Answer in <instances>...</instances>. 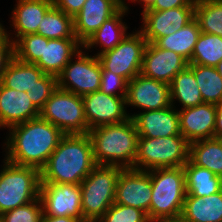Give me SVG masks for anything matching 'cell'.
<instances>
[{
  "mask_svg": "<svg viewBox=\"0 0 222 222\" xmlns=\"http://www.w3.org/2000/svg\"><path fill=\"white\" fill-rule=\"evenodd\" d=\"M5 159L41 170L65 135L40 116L9 128ZM7 156V157H6Z\"/></svg>",
  "mask_w": 222,
  "mask_h": 222,
  "instance_id": "6da1fadb",
  "label": "cell"
},
{
  "mask_svg": "<svg viewBox=\"0 0 222 222\" xmlns=\"http://www.w3.org/2000/svg\"><path fill=\"white\" fill-rule=\"evenodd\" d=\"M95 166L89 134H65L40 170L41 183L80 185Z\"/></svg>",
  "mask_w": 222,
  "mask_h": 222,
  "instance_id": "7a4b0ae2",
  "label": "cell"
},
{
  "mask_svg": "<svg viewBox=\"0 0 222 222\" xmlns=\"http://www.w3.org/2000/svg\"><path fill=\"white\" fill-rule=\"evenodd\" d=\"M96 165L134 168L138 147V132L133 119L104 125L88 132Z\"/></svg>",
  "mask_w": 222,
  "mask_h": 222,
  "instance_id": "3957f363",
  "label": "cell"
},
{
  "mask_svg": "<svg viewBox=\"0 0 222 222\" xmlns=\"http://www.w3.org/2000/svg\"><path fill=\"white\" fill-rule=\"evenodd\" d=\"M152 183L149 220L181 217L187 194L183 167L150 170Z\"/></svg>",
  "mask_w": 222,
  "mask_h": 222,
  "instance_id": "277c9868",
  "label": "cell"
},
{
  "mask_svg": "<svg viewBox=\"0 0 222 222\" xmlns=\"http://www.w3.org/2000/svg\"><path fill=\"white\" fill-rule=\"evenodd\" d=\"M122 169L96 165L80 183L82 215L87 222L99 220L114 203L116 183Z\"/></svg>",
  "mask_w": 222,
  "mask_h": 222,
  "instance_id": "5b68a950",
  "label": "cell"
},
{
  "mask_svg": "<svg viewBox=\"0 0 222 222\" xmlns=\"http://www.w3.org/2000/svg\"><path fill=\"white\" fill-rule=\"evenodd\" d=\"M0 170V215L39 198L40 170L13 164L6 159Z\"/></svg>",
  "mask_w": 222,
  "mask_h": 222,
  "instance_id": "8992f818",
  "label": "cell"
},
{
  "mask_svg": "<svg viewBox=\"0 0 222 222\" xmlns=\"http://www.w3.org/2000/svg\"><path fill=\"white\" fill-rule=\"evenodd\" d=\"M190 143L179 135L165 138H138L135 169L183 167L189 160Z\"/></svg>",
  "mask_w": 222,
  "mask_h": 222,
  "instance_id": "52a82bcc",
  "label": "cell"
},
{
  "mask_svg": "<svg viewBox=\"0 0 222 222\" xmlns=\"http://www.w3.org/2000/svg\"><path fill=\"white\" fill-rule=\"evenodd\" d=\"M39 116L55 125L64 134L88 133L82 96L59 87L44 104Z\"/></svg>",
  "mask_w": 222,
  "mask_h": 222,
  "instance_id": "ba28073f",
  "label": "cell"
},
{
  "mask_svg": "<svg viewBox=\"0 0 222 222\" xmlns=\"http://www.w3.org/2000/svg\"><path fill=\"white\" fill-rule=\"evenodd\" d=\"M146 45L147 40L140 31L127 34L114 49L97 56L102 70L117 74L127 82L131 81L141 72Z\"/></svg>",
  "mask_w": 222,
  "mask_h": 222,
  "instance_id": "9c48e42d",
  "label": "cell"
},
{
  "mask_svg": "<svg viewBox=\"0 0 222 222\" xmlns=\"http://www.w3.org/2000/svg\"><path fill=\"white\" fill-rule=\"evenodd\" d=\"M80 50L57 76L58 87L79 96L100 89L102 66L96 55L93 57ZM73 62V63H72Z\"/></svg>",
  "mask_w": 222,
  "mask_h": 222,
  "instance_id": "30bf717a",
  "label": "cell"
},
{
  "mask_svg": "<svg viewBox=\"0 0 222 222\" xmlns=\"http://www.w3.org/2000/svg\"><path fill=\"white\" fill-rule=\"evenodd\" d=\"M39 198L45 215L69 216L87 222L82 215L80 185L41 183Z\"/></svg>",
  "mask_w": 222,
  "mask_h": 222,
  "instance_id": "8fae6325",
  "label": "cell"
},
{
  "mask_svg": "<svg viewBox=\"0 0 222 222\" xmlns=\"http://www.w3.org/2000/svg\"><path fill=\"white\" fill-rule=\"evenodd\" d=\"M152 183L150 171L122 169L116 183L114 203L144 211L149 219Z\"/></svg>",
  "mask_w": 222,
  "mask_h": 222,
  "instance_id": "7c38bea8",
  "label": "cell"
},
{
  "mask_svg": "<svg viewBox=\"0 0 222 222\" xmlns=\"http://www.w3.org/2000/svg\"><path fill=\"white\" fill-rule=\"evenodd\" d=\"M82 98L88 132L100 126L124 122L131 116L126 112V97L112 96L98 90Z\"/></svg>",
  "mask_w": 222,
  "mask_h": 222,
  "instance_id": "4fadbf2b",
  "label": "cell"
},
{
  "mask_svg": "<svg viewBox=\"0 0 222 222\" xmlns=\"http://www.w3.org/2000/svg\"><path fill=\"white\" fill-rule=\"evenodd\" d=\"M126 105L143 111L169 107L171 106L170 85L139 73L127 83Z\"/></svg>",
  "mask_w": 222,
  "mask_h": 222,
  "instance_id": "5bb4252c",
  "label": "cell"
},
{
  "mask_svg": "<svg viewBox=\"0 0 222 222\" xmlns=\"http://www.w3.org/2000/svg\"><path fill=\"white\" fill-rule=\"evenodd\" d=\"M195 18V7H177L164 11L142 12L143 27L139 30L149 43L168 36Z\"/></svg>",
  "mask_w": 222,
  "mask_h": 222,
  "instance_id": "9a60e30c",
  "label": "cell"
},
{
  "mask_svg": "<svg viewBox=\"0 0 222 222\" xmlns=\"http://www.w3.org/2000/svg\"><path fill=\"white\" fill-rule=\"evenodd\" d=\"M188 64L180 54L147 42L140 73L170 85L173 78L188 67Z\"/></svg>",
  "mask_w": 222,
  "mask_h": 222,
  "instance_id": "2e32d148",
  "label": "cell"
},
{
  "mask_svg": "<svg viewBox=\"0 0 222 222\" xmlns=\"http://www.w3.org/2000/svg\"><path fill=\"white\" fill-rule=\"evenodd\" d=\"M122 8V0H86L73 18L74 34L83 44L99 27Z\"/></svg>",
  "mask_w": 222,
  "mask_h": 222,
  "instance_id": "e0dca14e",
  "label": "cell"
},
{
  "mask_svg": "<svg viewBox=\"0 0 222 222\" xmlns=\"http://www.w3.org/2000/svg\"><path fill=\"white\" fill-rule=\"evenodd\" d=\"M174 105L169 107L143 111L130 116L137 128L139 138H165L179 135L180 122L178 110Z\"/></svg>",
  "mask_w": 222,
  "mask_h": 222,
  "instance_id": "ac0fdd59",
  "label": "cell"
},
{
  "mask_svg": "<svg viewBox=\"0 0 222 222\" xmlns=\"http://www.w3.org/2000/svg\"><path fill=\"white\" fill-rule=\"evenodd\" d=\"M180 133L189 143L215 137V104L200 105L178 111Z\"/></svg>",
  "mask_w": 222,
  "mask_h": 222,
  "instance_id": "d6986e66",
  "label": "cell"
},
{
  "mask_svg": "<svg viewBox=\"0 0 222 222\" xmlns=\"http://www.w3.org/2000/svg\"><path fill=\"white\" fill-rule=\"evenodd\" d=\"M39 115L40 111L33 105L26 92L7 88L0 82V128L9 129Z\"/></svg>",
  "mask_w": 222,
  "mask_h": 222,
  "instance_id": "ffe728a7",
  "label": "cell"
},
{
  "mask_svg": "<svg viewBox=\"0 0 222 222\" xmlns=\"http://www.w3.org/2000/svg\"><path fill=\"white\" fill-rule=\"evenodd\" d=\"M82 48L77 39H48L44 37V50L35 63L45 74L57 77L67 63Z\"/></svg>",
  "mask_w": 222,
  "mask_h": 222,
  "instance_id": "44dd1931",
  "label": "cell"
},
{
  "mask_svg": "<svg viewBox=\"0 0 222 222\" xmlns=\"http://www.w3.org/2000/svg\"><path fill=\"white\" fill-rule=\"evenodd\" d=\"M12 11V26L15 38L36 34L46 12L53 6V0H18Z\"/></svg>",
  "mask_w": 222,
  "mask_h": 222,
  "instance_id": "7402d4cb",
  "label": "cell"
},
{
  "mask_svg": "<svg viewBox=\"0 0 222 222\" xmlns=\"http://www.w3.org/2000/svg\"><path fill=\"white\" fill-rule=\"evenodd\" d=\"M124 1L125 0H122V8L107 19L99 29L82 44V48L89 50L99 44L103 48L96 55L98 56L108 50L114 49L125 38L128 27L124 24L125 22H122V17H124L129 8Z\"/></svg>",
  "mask_w": 222,
  "mask_h": 222,
  "instance_id": "603a6c76",
  "label": "cell"
},
{
  "mask_svg": "<svg viewBox=\"0 0 222 222\" xmlns=\"http://www.w3.org/2000/svg\"><path fill=\"white\" fill-rule=\"evenodd\" d=\"M181 217L188 222H222V190L210 196H186Z\"/></svg>",
  "mask_w": 222,
  "mask_h": 222,
  "instance_id": "cb8c5ba5",
  "label": "cell"
},
{
  "mask_svg": "<svg viewBox=\"0 0 222 222\" xmlns=\"http://www.w3.org/2000/svg\"><path fill=\"white\" fill-rule=\"evenodd\" d=\"M45 73L36 65L13 57L2 74L1 83L18 92H28Z\"/></svg>",
  "mask_w": 222,
  "mask_h": 222,
  "instance_id": "d4e9b609",
  "label": "cell"
},
{
  "mask_svg": "<svg viewBox=\"0 0 222 222\" xmlns=\"http://www.w3.org/2000/svg\"><path fill=\"white\" fill-rule=\"evenodd\" d=\"M186 196H210L222 190V178L207 168L195 165L190 159L183 166Z\"/></svg>",
  "mask_w": 222,
  "mask_h": 222,
  "instance_id": "484cf974",
  "label": "cell"
},
{
  "mask_svg": "<svg viewBox=\"0 0 222 222\" xmlns=\"http://www.w3.org/2000/svg\"><path fill=\"white\" fill-rule=\"evenodd\" d=\"M200 33L201 30L198 22L194 18L178 31L168 36L158 38L154 44L159 48L180 54L189 62Z\"/></svg>",
  "mask_w": 222,
  "mask_h": 222,
  "instance_id": "4316f807",
  "label": "cell"
},
{
  "mask_svg": "<svg viewBox=\"0 0 222 222\" xmlns=\"http://www.w3.org/2000/svg\"><path fill=\"white\" fill-rule=\"evenodd\" d=\"M189 159L197 166L207 168L222 178V144L218 138L190 143Z\"/></svg>",
  "mask_w": 222,
  "mask_h": 222,
  "instance_id": "83f0119b",
  "label": "cell"
},
{
  "mask_svg": "<svg viewBox=\"0 0 222 222\" xmlns=\"http://www.w3.org/2000/svg\"><path fill=\"white\" fill-rule=\"evenodd\" d=\"M178 100L182 104V109L194 107L203 103V98L196 82L193 71L186 67L178 73L170 84L171 105Z\"/></svg>",
  "mask_w": 222,
  "mask_h": 222,
  "instance_id": "f1b7e54d",
  "label": "cell"
},
{
  "mask_svg": "<svg viewBox=\"0 0 222 222\" xmlns=\"http://www.w3.org/2000/svg\"><path fill=\"white\" fill-rule=\"evenodd\" d=\"M36 34L48 39H77L73 17L54 5L44 15Z\"/></svg>",
  "mask_w": 222,
  "mask_h": 222,
  "instance_id": "f546056e",
  "label": "cell"
},
{
  "mask_svg": "<svg viewBox=\"0 0 222 222\" xmlns=\"http://www.w3.org/2000/svg\"><path fill=\"white\" fill-rule=\"evenodd\" d=\"M195 75L203 103L218 104L222 101V78L215 67L188 65Z\"/></svg>",
  "mask_w": 222,
  "mask_h": 222,
  "instance_id": "4dcf8cb0",
  "label": "cell"
},
{
  "mask_svg": "<svg viewBox=\"0 0 222 222\" xmlns=\"http://www.w3.org/2000/svg\"><path fill=\"white\" fill-rule=\"evenodd\" d=\"M222 60V37L201 32L188 65L215 67Z\"/></svg>",
  "mask_w": 222,
  "mask_h": 222,
  "instance_id": "1f68e13d",
  "label": "cell"
},
{
  "mask_svg": "<svg viewBox=\"0 0 222 222\" xmlns=\"http://www.w3.org/2000/svg\"><path fill=\"white\" fill-rule=\"evenodd\" d=\"M195 19L201 32L222 37V0H196Z\"/></svg>",
  "mask_w": 222,
  "mask_h": 222,
  "instance_id": "d6a6232c",
  "label": "cell"
},
{
  "mask_svg": "<svg viewBox=\"0 0 222 222\" xmlns=\"http://www.w3.org/2000/svg\"><path fill=\"white\" fill-rule=\"evenodd\" d=\"M11 38L14 43V57L19 61L35 64L42 56L44 50V37L37 34H28L18 40Z\"/></svg>",
  "mask_w": 222,
  "mask_h": 222,
  "instance_id": "836d02e7",
  "label": "cell"
},
{
  "mask_svg": "<svg viewBox=\"0 0 222 222\" xmlns=\"http://www.w3.org/2000/svg\"><path fill=\"white\" fill-rule=\"evenodd\" d=\"M96 222H150L147 214L131 206L113 203Z\"/></svg>",
  "mask_w": 222,
  "mask_h": 222,
  "instance_id": "e575fe53",
  "label": "cell"
},
{
  "mask_svg": "<svg viewBox=\"0 0 222 222\" xmlns=\"http://www.w3.org/2000/svg\"><path fill=\"white\" fill-rule=\"evenodd\" d=\"M43 207L38 198L26 205L4 212L0 215L3 222H41Z\"/></svg>",
  "mask_w": 222,
  "mask_h": 222,
  "instance_id": "d590c367",
  "label": "cell"
},
{
  "mask_svg": "<svg viewBox=\"0 0 222 222\" xmlns=\"http://www.w3.org/2000/svg\"><path fill=\"white\" fill-rule=\"evenodd\" d=\"M57 77L44 74L31 91L26 92L33 105L40 111L57 89Z\"/></svg>",
  "mask_w": 222,
  "mask_h": 222,
  "instance_id": "8d00e7d4",
  "label": "cell"
},
{
  "mask_svg": "<svg viewBox=\"0 0 222 222\" xmlns=\"http://www.w3.org/2000/svg\"><path fill=\"white\" fill-rule=\"evenodd\" d=\"M127 83L128 82L123 77L114 74L110 71L102 70L101 84L99 90L108 95L117 96V97H126Z\"/></svg>",
  "mask_w": 222,
  "mask_h": 222,
  "instance_id": "74e56055",
  "label": "cell"
},
{
  "mask_svg": "<svg viewBox=\"0 0 222 222\" xmlns=\"http://www.w3.org/2000/svg\"><path fill=\"white\" fill-rule=\"evenodd\" d=\"M10 35V33L8 35L6 29H4L3 25L0 23V82L4 70L14 57V43L11 41Z\"/></svg>",
  "mask_w": 222,
  "mask_h": 222,
  "instance_id": "f35d334b",
  "label": "cell"
},
{
  "mask_svg": "<svg viewBox=\"0 0 222 222\" xmlns=\"http://www.w3.org/2000/svg\"><path fill=\"white\" fill-rule=\"evenodd\" d=\"M196 0H156L155 3L145 11H164L177 7H195Z\"/></svg>",
  "mask_w": 222,
  "mask_h": 222,
  "instance_id": "ab89813d",
  "label": "cell"
},
{
  "mask_svg": "<svg viewBox=\"0 0 222 222\" xmlns=\"http://www.w3.org/2000/svg\"><path fill=\"white\" fill-rule=\"evenodd\" d=\"M85 2L86 0H53V5L74 18Z\"/></svg>",
  "mask_w": 222,
  "mask_h": 222,
  "instance_id": "60d3db41",
  "label": "cell"
},
{
  "mask_svg": "<svg viewBox=\"0 0 222 222\" xmlns=\"http://www.w3.org/2000/svg\"><path fill=\"white\" fill-rule=\"evenodd\" d=\"M216 122H215V138L222 135V101L215 105Z\"/></svg>",
  "mask_w": 222,
  "mask_h": 222,
  "instance_id": "b9f144b4",
  "label": "cell"
},
{
  "mask_svg": "<svg viewBox=\"0 0 222 222\" xmlns=\"http://www.w3.org/2000/svg\"><path fill=\"white\" fill-rule=\"evenodd\" d=\"M41 222H80L78 219L69 216H49L42 214Z\"/></svg>",
  "mask_w": 222,
  "mask_h": 222,
  "instance_id": "7bdbcfd3",
  "label": "cell"
},
{
  "mask_svg": "<svg viewBox=\"0 0 222 222\" xmlns=\"http://www.w3.org/2000/svg\"><path fill=\"white\" fill-rule=\"evenodd\" d=\"M135 2V1H137V2H141V3H143V12L145 11V10H147V9H149L154 3H155V1L156 0H131V2Z\"/></svg>",
  "mask_w": 222,
  "mask_h": 222,
  "instance_id": "ee69618b",
  "label": "cell"
},
{
  "mask_svg": "<svg viewBox=\"0 0 222 222\" xmlns=\"http://www.w3.org/2000/svg\"><path fill=\"white\" fill-rule=\"evenodd\" d=\"M155 222H188V221L184 220L182 217H177V218L157 220Z\"/></svg>",
  "mask_w": 222,
  "mask_h": 222,
  "instance_id": "f6af8a7d",
  "label": "cell"
},
{
  "mask_svg": "<svg viewBox=\"0 0 222 222\" xmlns=\"http://www.w3.org/2000/svg\"><path fill=\"white\" fill-rule=\"evenodd\" d=\"M215 68L222 78V60L215 66Z\"/></svg>",
  "mask_w": 222,
  "mask_h": 222,
  "instance_id": "bcb514c9",
  "label": "cell"
},
{
  "mask_svg": "<svg viewBox=\"0 0 222 222\" xmlns=\"http://www.w3.org/2000/svg\"><path fill=\"white\" fill-rule=\"evenodd\" d=\"M218 140L221 142L222 144V135L218 137Z\"/></svg>",
  "mask_w": 222,
  "mask_h": 222,
  "instance_id": "7dc6e473",
  "label": "cell"
}]
</instances>
